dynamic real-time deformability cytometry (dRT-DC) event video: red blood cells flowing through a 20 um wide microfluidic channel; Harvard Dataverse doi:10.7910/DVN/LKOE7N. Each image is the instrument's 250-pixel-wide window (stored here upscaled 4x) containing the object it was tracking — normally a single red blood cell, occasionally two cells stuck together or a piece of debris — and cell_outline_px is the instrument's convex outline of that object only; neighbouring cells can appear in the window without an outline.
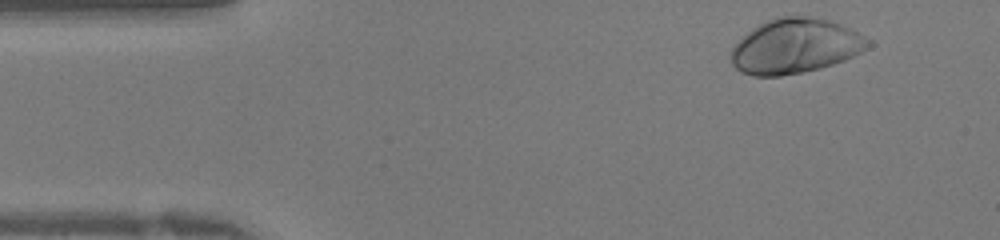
{"species": "human", "species_latin": "Homo sapiens", "temperature_condition": "warm", "stored_images_in_passage": 38, "camera_frame_rate_fps": 3000, "um_per_image_px": 0.085, "donor": {"sex": "female"}, "frame": {"image": 1, "passage_image": 1, "time_ms": 0.0, "image_size_px": [1000, 240], "cell_outline_px": [[872, 44], [868, 48], [844, 60], [820, 68], [780, 76], [752, 76], [740, 72], [732, 64], [728, 56], [728, 52], [752, 28], [776, 16], [808, 16], [828, 20], [840, 24], [872, 40]], "centroid_in_image_um": [67.56, 3.92], "position_along_channel_um": 17.4, "area_um2": 43.7}}
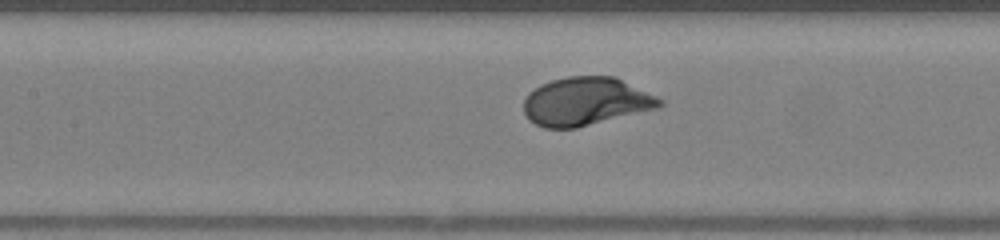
{"frame": {"image": 2, "passage_image": 15, "time_ms": 4.667, "image_size_px": [1000, 240], "cell_outline_px": [[664, 104], [656, 108], [576, 128], [544, 128], [528, 120], [524, 112], [524, 100], [528, 92], [540, 84], [552, 80], [568, 76], [616, 76], [664, 100]], "centroid_in_image_um": [49.77, 8.61], "position_along_channel_um": 157.6, "area_um2": 38.21}}
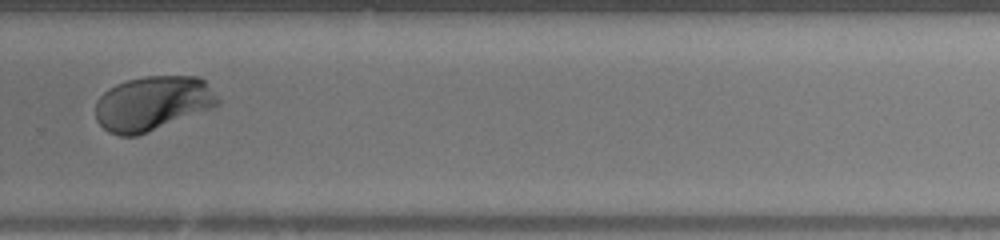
{"frame": {"image": 3, "passage_image": 25, "time_ms": 8.0, "image_size_px": [1000, 240], "cell_outline_px": [[220, 104], [212, 108], [148, 132], [136, 136], [120, 136], [108, 132], [96, 120], [96, 100], [108, 88], [116, 84], [128, 80], [144, 76], [200, 76], [204, 80], [220, 100]], "centroid_in_image_um": [12.96, 8.78], "position_along_channel_um": 316.8, "area_um2": 38.84}}